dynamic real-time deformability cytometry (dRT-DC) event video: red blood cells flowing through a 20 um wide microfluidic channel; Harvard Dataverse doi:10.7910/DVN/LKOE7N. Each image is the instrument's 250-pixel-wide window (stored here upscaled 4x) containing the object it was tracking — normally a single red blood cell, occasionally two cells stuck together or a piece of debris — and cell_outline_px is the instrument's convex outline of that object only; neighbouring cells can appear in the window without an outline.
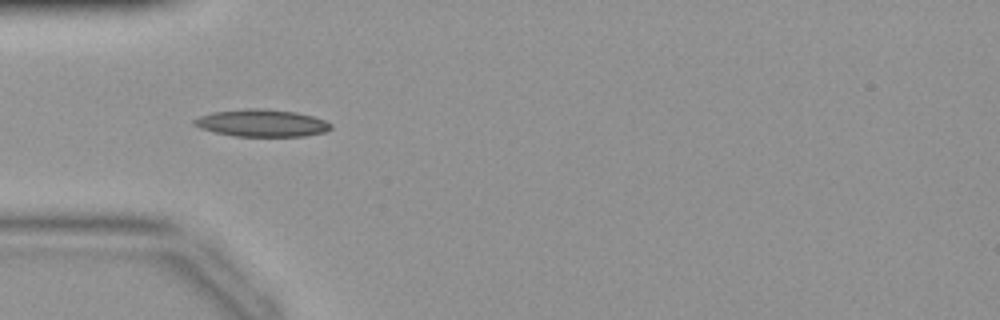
{"species": "common noctule bat (a hibernating species)", "species_latin": "Nyctalus noctula", "temperature_condition": "warm", "stored_images_in_passage": 30, "camera_frame_rate_fps": 3000, "um_per_image_px": 0.085, "animal": {"sex": "female", "body_mass_g": 19.9}, "frame": {"image": 1, "passage_image": 3, "time_ms": 0.667, "image_size_px": [1000, 320], "cell_outline_px": [[332, 128], [324, 132], [304, 136], [232, 136], [200, 128], [192, 124], [192, 120], [200, 116], [212, 112], [244, 108], [260, 108], [296, 112], [312, 116], [324, 120], [332, 124]], "centroid_in_image_um": [22.23, 10.45], "position_along_channel_um": 62.8, "area_um2": 21.73}}
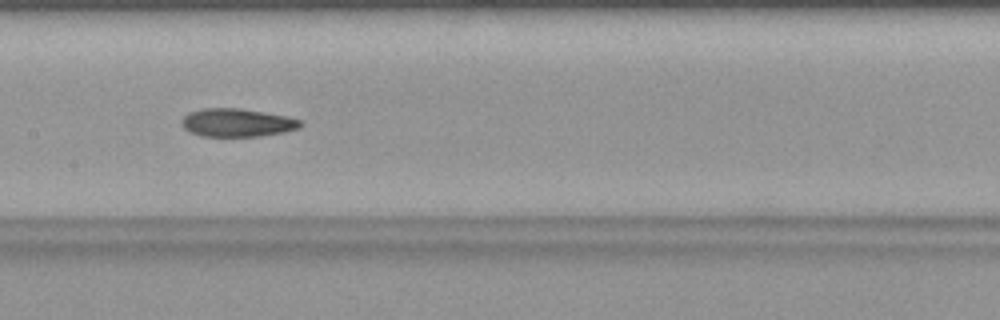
{"frame": {"image": 2, "passage_image": 11, "time_ms": 3.333, "image_size_px": [1000, 320], "cell_outline_px": [[304, 124], [300, 128], [284, 132], [260, 136], [200, 136], [188, 132], [180, 124], [180, 120], [188, 112], [200, 108], [240, 108], [288, 116], [300, 120]], "centroid_in_image_um": [20.12, 10.42], "position_along_channel_um": 187.3, "area_um2": 19.83}}
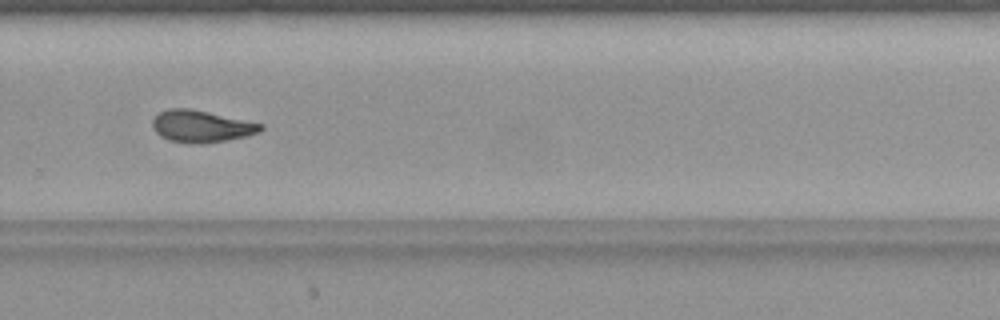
{"frame": {"image": 3, "passage_image": 19, "time_ms": 6.0, "image_size_px": [1000, 320], "cell_outline_px": [[264, 128], [260, 132], [244, 136], [224, 140], [172, 140], [160, 136], [152, 128], [152, 120], [160, 112], [168, 108], [188, 108], [264, 124]], "centroid_in_image_um": [17.11, 10.67], "position_along_channel_um": 312.7, "area_um2": 19.02}}